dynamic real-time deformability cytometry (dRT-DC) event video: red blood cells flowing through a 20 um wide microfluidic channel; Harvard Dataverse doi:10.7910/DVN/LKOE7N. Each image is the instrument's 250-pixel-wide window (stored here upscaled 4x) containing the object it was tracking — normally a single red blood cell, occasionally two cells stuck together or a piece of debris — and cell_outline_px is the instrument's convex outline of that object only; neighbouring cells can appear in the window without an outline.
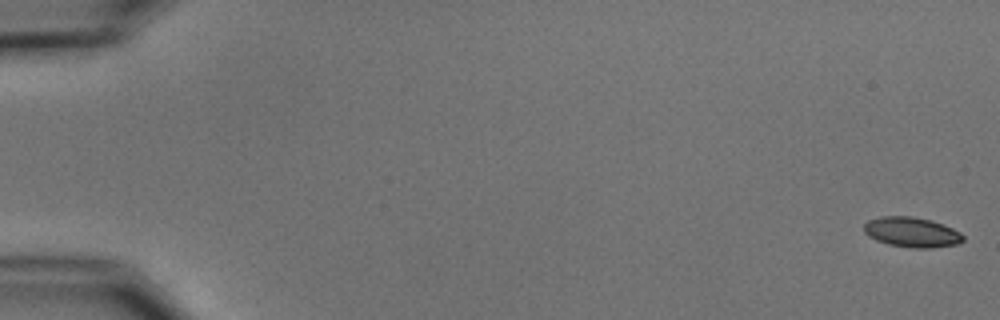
{"species": "common noctule bat (a hibernating species)", "species_latin": "Nyctalus noctula", "temperature_condition": "cold", "stored_images_in_passage": 5, "camera_frame_rate_fps": 3000, "um_per_image_px": 0.085, "animal": {"sex": "male", "body_mass_g": 15.6}, "frame": {"image": 1, "passage_image": 1, "time_ms": 0.0, "image_size_px": [1000, 320], "cell_outline_px": [[964, 240], [956, 244], [932, 248], [912, 248], [888, 244], [876, 240], [868, 236], [864, 232], [864, 224], [868, 220], [880, 216], [912, 216], [932, 220], [944, 224], [960, 232], [964, 236]], "centroid_in_image_um": [77.49, 19.73], "position_along_channel_um": 7.5, "area_um2": 17.51}}
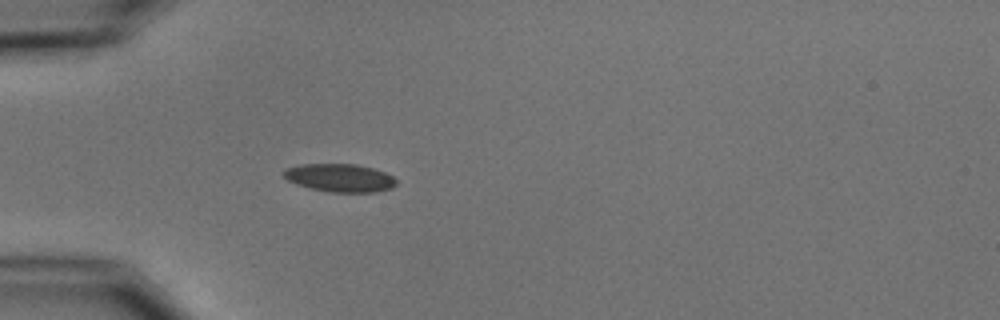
{"frame": {"image": 2, "passage_image": 5, "time_ms": 5.333, "image_size_px": [1000, 320], "cell_outline_px": [[396, 184], [392, 188], [376, 192], [332, 192], [312, 188], [296, 184], [288, 180], [284, 176], [284, 168], [300, 164], [356, 164], [372, 168], [384, 172], [392, 176], [396, 180]], "centroid_in_image_um": [28.89, 15.11], "position_along_channel_um": 56.1, "area_um2": 18.32}}